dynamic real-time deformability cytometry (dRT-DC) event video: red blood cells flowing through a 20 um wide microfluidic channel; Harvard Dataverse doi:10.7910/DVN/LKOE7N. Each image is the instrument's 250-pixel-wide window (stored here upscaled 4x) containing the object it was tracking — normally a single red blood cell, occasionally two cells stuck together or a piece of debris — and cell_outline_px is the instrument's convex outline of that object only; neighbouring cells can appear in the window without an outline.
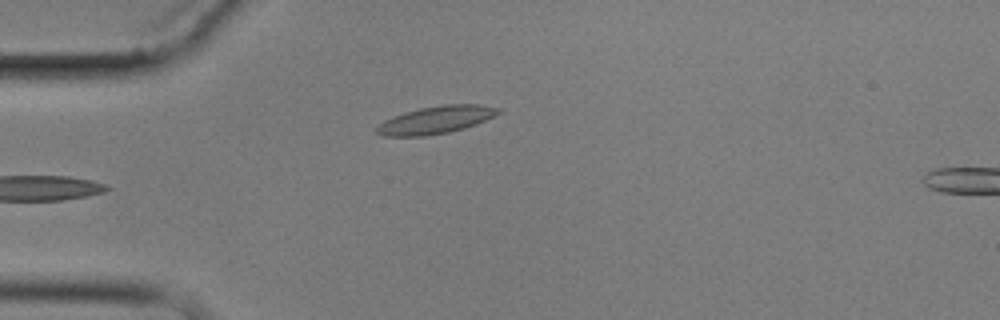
{"species": "common noctule bat (a hibernating species)", "species_latin": "Nyctalus noctula", "temperature_condition": "cold", "stored_images_in_passage": 2, "camera_frame_rate_fps": 3000, "um_per_image_px": 0.085, "animal": {"sex": "male", "body_mass_g": 17.9}, "frame": {"image": 1, "passage_image": 2, "time_ms": 1.333, "image_size_px": [1000, 320], "cell_outline_px": [[504, 112], [476, 124], [464, 128], [448, 132], [424, 136], [384, 136], [376, 132], [376, 128], [384, 120], [392, 116], [404, 112], [420, 108], [444, 104], [480, 104], [500, 108]], "centroid_in_image_um": [37.09, 10.18], "position_along_channel_um": 47.9, "area_um2": 19.59}}